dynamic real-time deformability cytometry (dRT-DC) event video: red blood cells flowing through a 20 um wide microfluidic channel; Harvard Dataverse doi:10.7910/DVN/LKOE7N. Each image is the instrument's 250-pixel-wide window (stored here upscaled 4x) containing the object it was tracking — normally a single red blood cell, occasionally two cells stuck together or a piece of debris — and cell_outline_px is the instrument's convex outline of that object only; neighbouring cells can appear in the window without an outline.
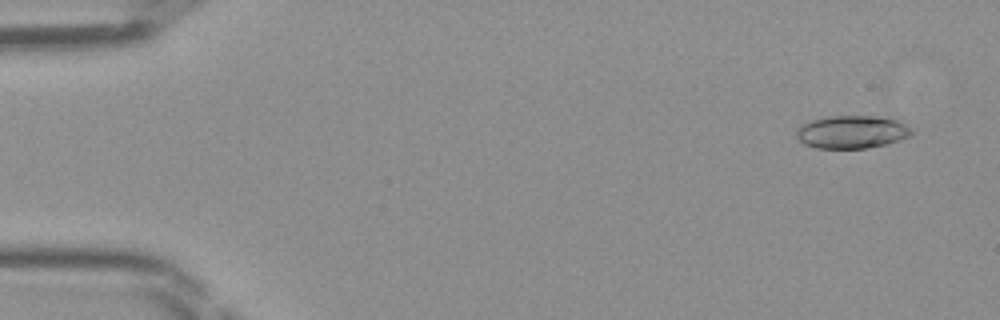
{"species": "Egyptian fruit bat (a non-hibernating species)", "species_latin": "Rousettus aegyptiacus", "temperature_condition": "room temperature", "stored_images_in_passage": 47, "camera_frame_rate_fps": 3000, "um_per_image_px": 0.085, "frame": {"image": 1, "passage_image": 3, "time_ms": 0.667, "image_size_px": [1000, 320], "cell_outline_px": [[912, 136], [888, 144], [868, 148], [816, 148], [804, 144], [796, 136], [796, 132], [804, 124], [812, 120], [828, 116], [872, 116], [896, 120], [912, 128]], "centroid_in_image_um": [72.44, 11.23], "position_along_channel_um": 12.6, "area_um2": 21.96}}
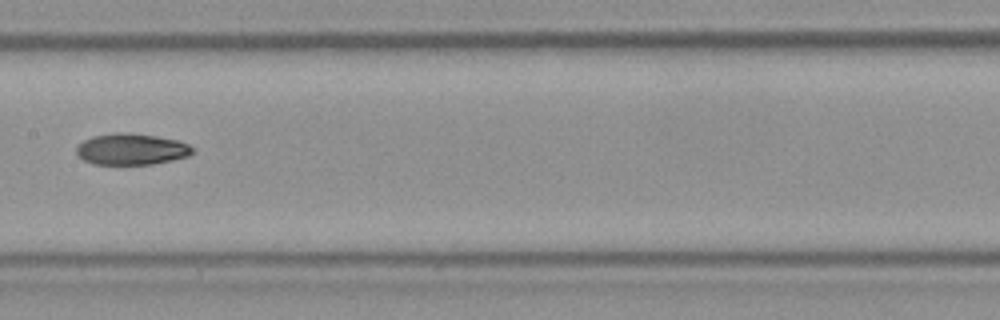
{"frame": {"image": 2, "passage_image": 24, "time_ms": 7.667, "image_size_px": [1000, 320], "cell_outline_px": [[196, 152], [188, 156], [172, 160], [152, 164], [92, 164], [76, 156], [76, 148], [84, 140], [92, 136], [116, 132], [128, 132], [156, 136], [180, 140], [196, 148]], "centroid_in_image_um": [11.2, 12.67], "position_along_channel_um": 196.2, "area_um2": 21.5}}
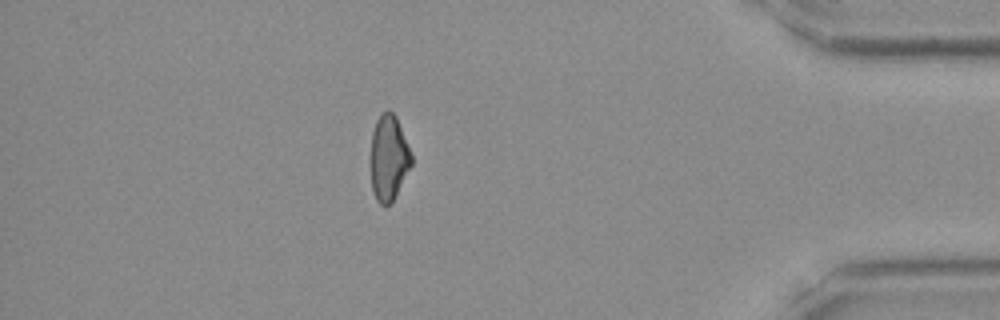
{"frame": {"image": 3, "passage_image": 41, "time_ms": 13.333, "image_size_px": [1000, 320], "cell_outline_px": [[412, 164], [392, 204], [380, 204], [376, 200], [372, 188], [368, 156], [372, 132], [376, 120], [388, 108], [396, 116], [412, 152]], "centroid_in_image_um": [33.01, 13.42], "position_along_channel_um": 402.2, "area_um2": 21.04}}